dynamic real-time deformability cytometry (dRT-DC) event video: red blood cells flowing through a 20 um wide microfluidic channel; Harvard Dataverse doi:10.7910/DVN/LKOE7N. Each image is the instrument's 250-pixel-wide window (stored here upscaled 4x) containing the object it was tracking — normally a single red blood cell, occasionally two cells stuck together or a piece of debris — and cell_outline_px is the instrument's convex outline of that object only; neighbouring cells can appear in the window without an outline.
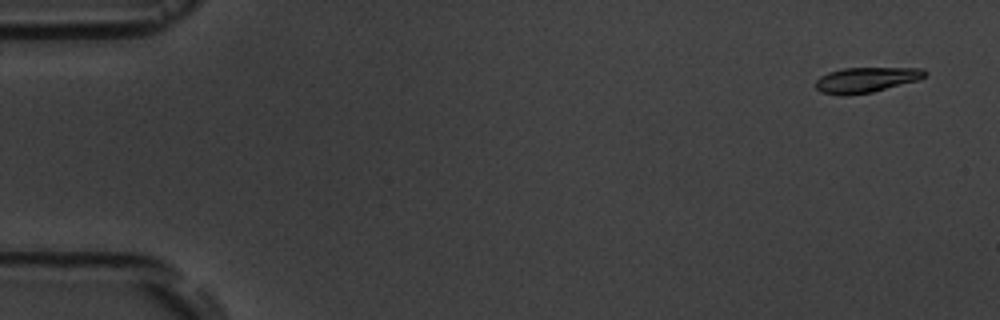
{"species": "common noctule bat (a hibernating species)", "species_latin": "Nyctalus noctula", "temperature_condition": "room temperature", "stored_images_in_passage": 4, "camera_frame_rate_fps": 3000, "um_per_image_px": 0.085, "animal": {"sex": "male", "body_mass_g": 19.5, "forearm_length_mm": 54.6}, "frame": {"image": 1, "passage_image": 1, "time_ms": 0.0, "image_size_px": [1000, 320], "cell_outline_px": [[928, 72], [924, 76], [916, 80], [872, 92], [848, 96], [840, 96], [820, 92], [812, 84], [820, 76], [828, 72], [844, 68], [924, 68]], "centroid_in_image_um": [73.53, 6.79], "position_along_channel_um": 11.5, "area_um2": 16.18}}